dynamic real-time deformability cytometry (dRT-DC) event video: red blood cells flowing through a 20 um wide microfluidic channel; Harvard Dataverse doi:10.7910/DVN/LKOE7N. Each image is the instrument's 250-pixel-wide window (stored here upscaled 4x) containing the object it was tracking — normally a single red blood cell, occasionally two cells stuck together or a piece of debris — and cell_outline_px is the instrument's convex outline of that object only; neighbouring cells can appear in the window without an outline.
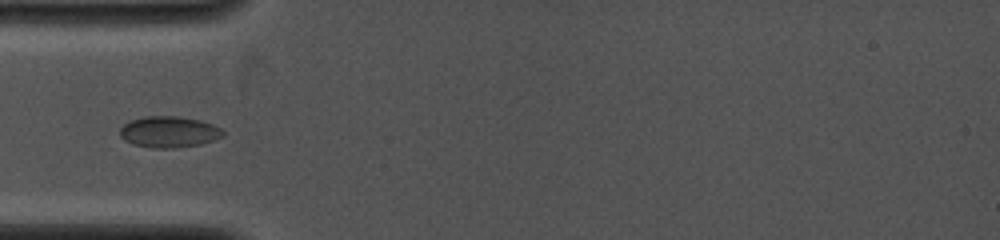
{"species": "common noctule bat (a hibernating species)", "species_latin": "Nyctalus noctula", "temperature_condition": "cold", "stored_images_in_passage": 55, "camera_frame_rate_fps": 4000, "um_per_image_px": 0.085, "animal": {"sex": "female", "body_mass_g": 19.0, "forearm_length_mm": 53.3}, "frame": {"image": 1, "passage_image": 1, "time_ms": 0.0, "image_size_px": [1000, 240], "cell_outline_px": [[224, 136], [200, 144], [176, 148], [152, 148], [132, 144], [124, 140], [120, 136], [120, 128], [124, 124], [132, 120], [144, 116], [176, 116], [200, 120], [212, 124], [220, 128], [224, 132]], "centroid_in_image_um": [14.35, 11.21], "position_along_channel_um": 70.7, "area_um2": 18.73}}
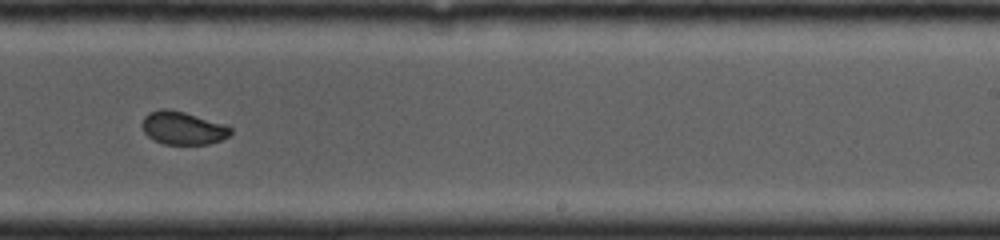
{"frame": {"image": 2, "passage_image": 21, "time_ms": 4.75, "image_size_px": [1000, 240], "cell_outline_px": [[232, 132], [228, 136], [220, 140], [208, 144], [164, 144], [148, 136], [144, 132], [144, 116], [148, 112], [160, 108], [168, 108], [184, 112], [224, 124], [232, 128]], "centroid_in_image_um": [15.55, 10.87], "position_along_channel_um": 273.5, "area_um2": 16.82}}
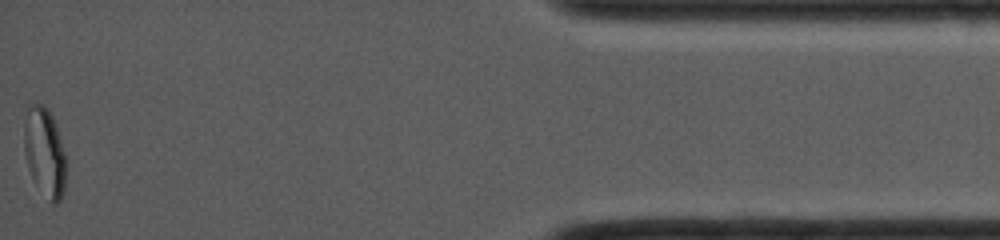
{"frame": {"image": 3, "passage_image": 55, "time_ms": 10.0, "image_size_px": [1000, 240], "cell_outline_px": [[64, 192], [60, 200], [56, 204], [52, 204], [32, 176], [28, 168], [24, 152], [24, 124], [28, 104], [44, 104], [48, 108], [52, 116], [64, 152]], "centroid_in_image_um": [3.76, 12.89], "position_along_channel_um": 431.4, "area_um2": 21.21}}